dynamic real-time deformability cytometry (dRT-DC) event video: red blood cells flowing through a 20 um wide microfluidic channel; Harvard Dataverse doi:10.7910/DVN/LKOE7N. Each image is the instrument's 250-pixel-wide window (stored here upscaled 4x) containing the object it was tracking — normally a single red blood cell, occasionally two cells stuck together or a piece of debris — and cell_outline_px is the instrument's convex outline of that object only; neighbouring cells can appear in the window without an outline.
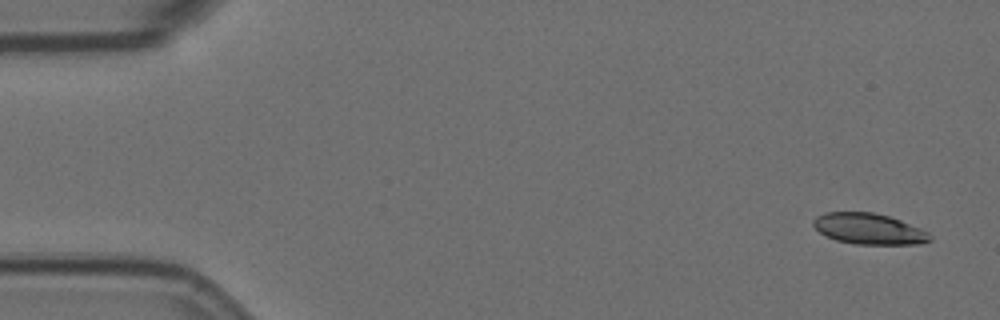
{"species": "Egyptian fruit bat (a non-hibernating species)", "species_latin": "Rousettus aegyptiacus", "temperature_condition": "room temperature", "stored_images_in_passage": 6, "camera_frame_rate_fps": 3000, "um_per_image_px": 0.085, "animal": {"sex": "female"}, "frame": {"image": 1, "passage_image": 1, "time_ms": 0.0, "image_size_px": [1000, 320], "cell_outline_px": [[932, 240], [920, 244], [856, 244], [836, 240], [820, 232], [812, 224], [812, 220], [816, 216], [824, 212], [872, 212], [888, 216], [900, 220], [920, 228], [928, 232], [932, 236]], "centroid_in_image_um": [73.86, 19.45], "position_along_channel_um": 11.1, "area_um2": 20.98}}
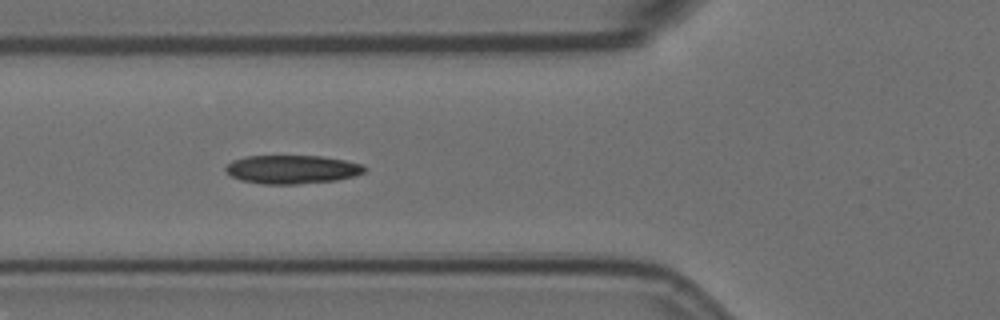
{"frame": {"image": 2, "passage_image": 5, "time_ms": 1.333, "image_size_px": [1000, 320], "cell_outline_px": [[368, 168], [364, 172], [356, 176], [336, 180], [296, 184], [260, 184], [240, 180], [224, 172], [224, 168], [232, 160], [244, 156], [320, 156], [344, 160], [364, 164]], "centroid_in_image_um": [24.82, 14.4], "position_along_channel_um": 101.0, "area_um2": 23.35}}
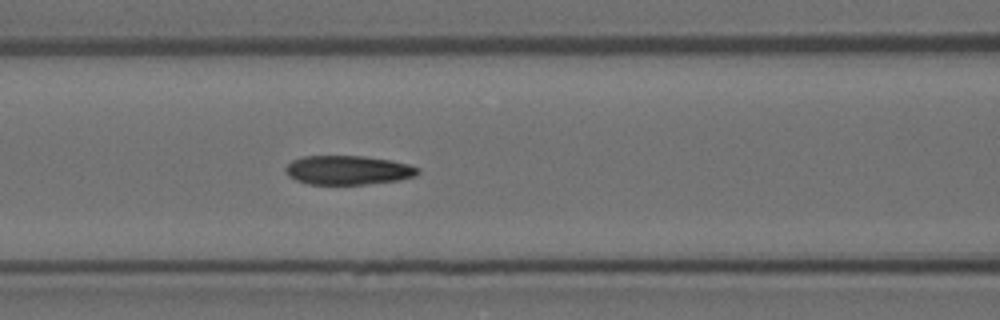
{"frame": {"image": 3, "passage_image": 6, "time_ms": 1.667, "image_size_px": [1000, 320], "cell_outline_px": [[420, 172], [416, 176], [400, 180], [364, 184], [308, 184], [296, 180], [288, 176], [284, 172], [284, 168], [292, 160], [300, 156], [364, 156], [388, 160], [408, 164], [420, 168]], "centroid_in_image_um": [29.56, 14.46], "position_along_channel_um": 137.0, "area_um2": 22.54}}